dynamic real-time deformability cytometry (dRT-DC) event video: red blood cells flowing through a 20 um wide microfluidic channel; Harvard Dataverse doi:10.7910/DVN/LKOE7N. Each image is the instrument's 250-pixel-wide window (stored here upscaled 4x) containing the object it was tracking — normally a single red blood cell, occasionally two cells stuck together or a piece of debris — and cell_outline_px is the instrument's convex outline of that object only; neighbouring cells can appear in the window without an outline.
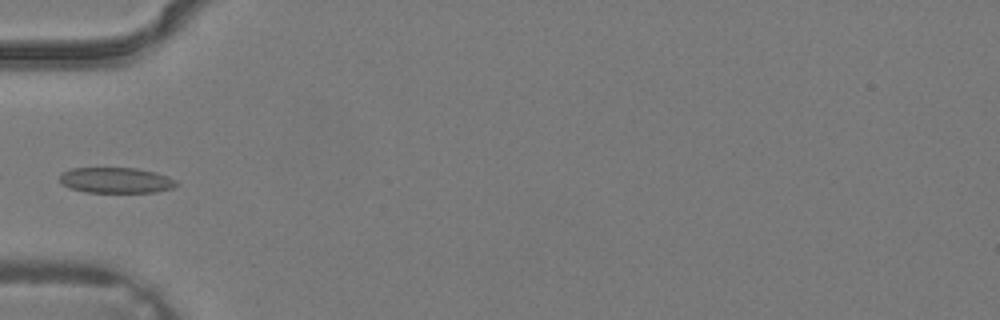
{"species": "common noctule bat (a hibernating species)", "species_latin": "Nyctalus noctula", "temperature_condition": "warm", "stored_images_in_passage": 4, "camera_frame_rate_fps": 3000, "um_per_image_px": 0.085, "animal": {"sex": "male", "body_mass_g": 19.2, "forearm_length_mm": 51.8}, "frame": {"image": 1, "passage_image": 4, "time_ms": 1.0, "image_size_px": [1000, 320], "cell_outline_px": [[176, 184], [172, 188], [156, 192], [88, 192], [72, 188], [60, 184], [60, 172], [72, 168], [136, 168], [168, 176], [176, 180]], "centroid_in_image_um": [9.82, 15.32], "position_along_channel_um": 75.2, "area_um2": 17.28}}